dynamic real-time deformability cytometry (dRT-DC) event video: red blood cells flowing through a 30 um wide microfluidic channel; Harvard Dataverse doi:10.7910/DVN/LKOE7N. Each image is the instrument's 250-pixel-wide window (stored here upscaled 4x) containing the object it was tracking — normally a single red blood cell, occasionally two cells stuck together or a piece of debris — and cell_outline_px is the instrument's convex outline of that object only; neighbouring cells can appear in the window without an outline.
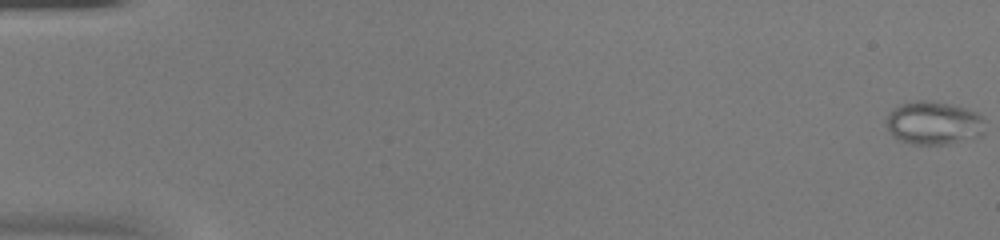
{"species": "common noctule bat (a hibernating species)", "species_latin": "Nyctalus noctula", "temperature_condition": "warm", "stored_images_in_passage": 54, "camera_frame_rate_fps": 3000, "um_per_image_px": 0.085, "animal": {"sex": "female", "body_mass_g": 20.0, "forearm_length_mm": 54.0}, "frame": {"image": 1, "passage_image": 1, "time_ms": 0.0, "image_size_px": [1000, 240], "cell_outline_px": [[984, 132], [980, 136], [948, 144], [912, 144], [896, 140], [892, 136], [888, 128], [888, 116], [892, 108], [900, 104], [916, 100], [928, 100], [948, 104], [980, 112], [984, 116]], "centroid_in_image_um": [79.38, 10.46], "position_along_channel_um": 5.6, "area_um2": 25.09}}
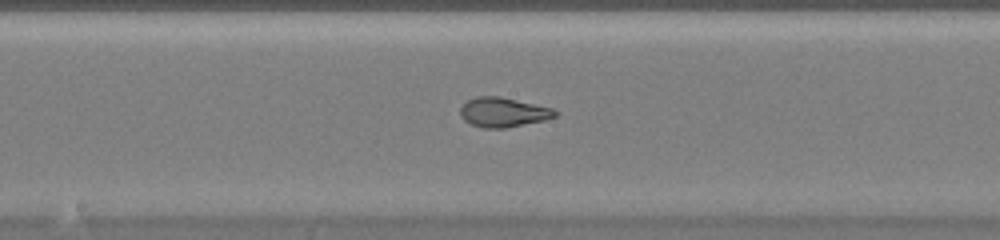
{"frame": {"image": 2, "passage_image": 30, "time_ms": 9.667, "image_size_px": [1000, 240], "cell_outline_px": [[560, 112], [556, 116], [544, 120], [504, 128], [484, 128], [472, 124], [464, 120], [460, 116], [460, 108], [468, 100], [476, 96], [500, 96], [552, 108]], "centroid_in_image_um": [42.77, 9.53], "position_along_channel_um": 205.4, "area_um2": 16.24}}
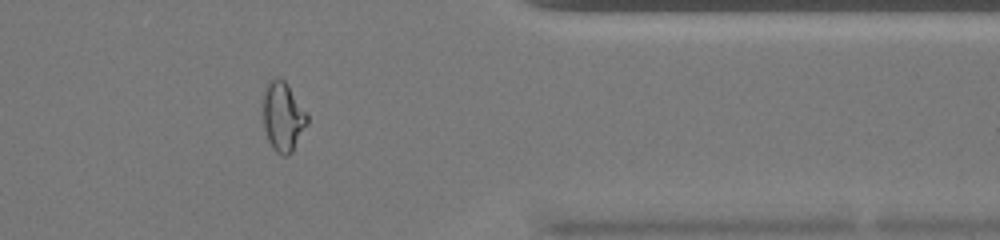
{"frame": {"image": 3, "passage_image": 45, "time_ms": 14.667, "image_size_px": [1000, 240], "cell_outline_px": [[308, 124], [292, 152], [288, 156], [284, 156], [276, 152], [272, 148], [268, 140], [264, 128], [264, 88], [268, 80], [276, 76], [284, 80], [288, 84], [308, 116]], "centroid_in_image_um": [24.05, 9.91], "position_along_channel_um": 387.3, "area_um2": 17.92}, "authors_computed_cell_mechanics": {"area_um2": 20.1144, "velocity_mm_per_s": 3.9117, "shape_relaxation_time_tau1_ms": null, "shape_relaxation_time_tau2_ms": 0.922, "deformation_change_tau1": null, "deformation_change_tau2": 0.0731}}